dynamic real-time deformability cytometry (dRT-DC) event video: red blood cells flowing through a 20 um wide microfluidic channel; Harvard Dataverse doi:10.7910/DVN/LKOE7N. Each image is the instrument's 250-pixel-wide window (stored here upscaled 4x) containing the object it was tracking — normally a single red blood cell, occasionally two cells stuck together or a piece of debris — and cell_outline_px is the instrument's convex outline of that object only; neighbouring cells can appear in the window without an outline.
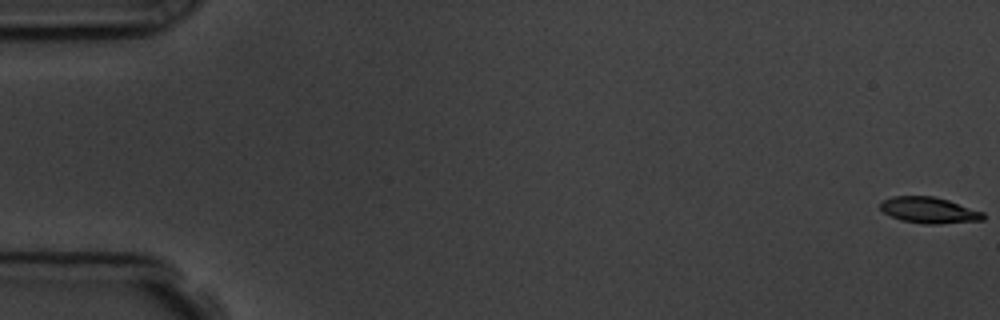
{"species": "common noctule bat (a hibernating species)", "species_latin": "Nyctalus noctula", "temperature_condition": "room temperature", "stored_images_in_passage": 58, "camera_frame_rate_fps": 3000, "um_per_image_px": 0.085, "animal": {"sex": "male", "body_mass_g": 19.5, "forearm_length_mm": 54.6}, "frame": {"image": 1, "passage_image": 1, "time_ms": 0.0, "image_size_px": [1000, 320], "cell_outline_px": [[984, 220], [940, 224], [924, 224], [900, 220], [884, 212], [880, 208], [880, 204], [884, 200], [892, 196], [932, 196], [948, 200], [984, 212]], "centroid_in_image_um": [78.98, 17.87], "position_along_channel_um": 6.0, "area_um2": 15.61}}
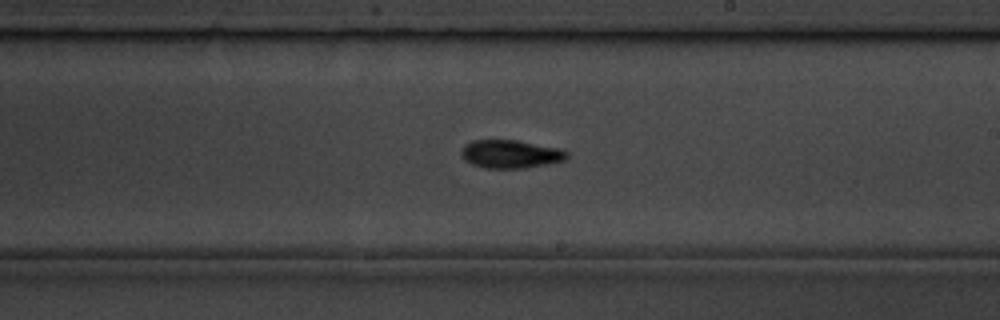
{"frame": {"image": 2, "passage_image": 34, "time_ms": 11.0, "image_size_px": [1000, 320], "cell_outline_px": [[568, 156], [564, 160], [548, 164], [524, 168], [484, 168], [472, 164], [464, 160], [460, 156], [460, 152], [464, 144], [472, 140], [516, 140], [560, 148], [568, 152]], "centroid_in_image_um": [43.36, 13.09], "position_along_channel_um": 245.6, "area_um2": 17.51}}
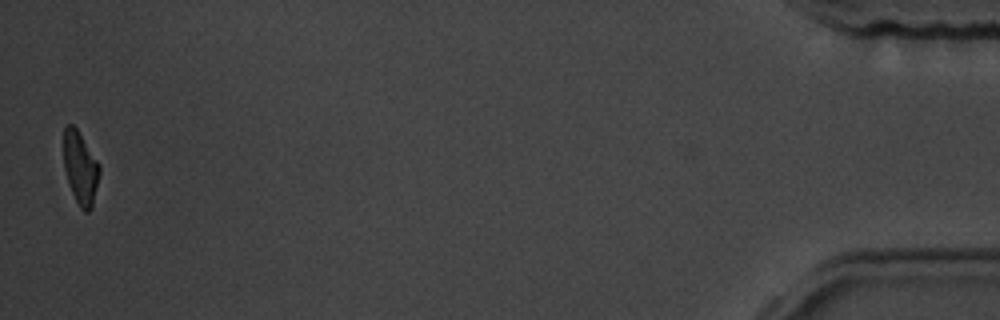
{"frame": {"image": 3, "passage_image": 57, "time_ms": 18.667, "image_size_px": [1000, 320], "cell_outline_px": [[100, 172], [92, 208], [88, 212], [84, 212], [80, 208], [68, 184], [64, 168], [64, 128], [68, 124], [72, 124], [76, 128], [100, 164]], "centroid_in_image_um": [6.84, 14.3], "position_along_channel_um": 428.4, "area_um2": 15.14}, "authors_computed_cell_mechanics": {"area_um2": 16.7042, "velocity_mm_per_s": 3.6081, "shape_relaxation_time_tau1_ms": 3.3575, "shape_relaxation_time_tau2_ms": 5.2886, "deformation_change_tau1": 0.1381, "deformation_change_tau2": 0.1226}}